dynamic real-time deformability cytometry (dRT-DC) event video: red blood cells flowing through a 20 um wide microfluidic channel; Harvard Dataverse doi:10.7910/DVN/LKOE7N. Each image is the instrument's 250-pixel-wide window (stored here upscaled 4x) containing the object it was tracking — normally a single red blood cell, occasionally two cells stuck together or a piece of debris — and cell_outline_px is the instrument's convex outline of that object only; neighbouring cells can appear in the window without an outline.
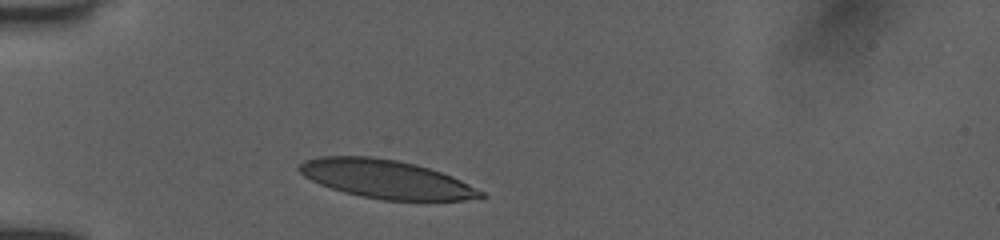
{"species": "human", "species_latin": "Homo sapiens", "temperature_condition": "room temperature", "stored_images_in_passage": 36, "camera_frame_rate_fps": 3000, "um_per_image_px": 0.085, "donor": {"sex": "female"}, "frame": {"image": 1, "passage_image": 1, "time_ms": 0.0, "image_size_px": [1000, 240], "cell_outline_px": [[488, 196], [464, 200], [384, 200], [360, 196], [344, 192], [320, 184], [304, 176], [296, 168], [304, 160], [320, 156], [372, 156], [396, 160], [416, 164], [452, 176], [484, 192]], "centroid_in_image_um": [32.8, 15.22], "position_along_channel_um": 52.2, "area_um2": 40.52}}
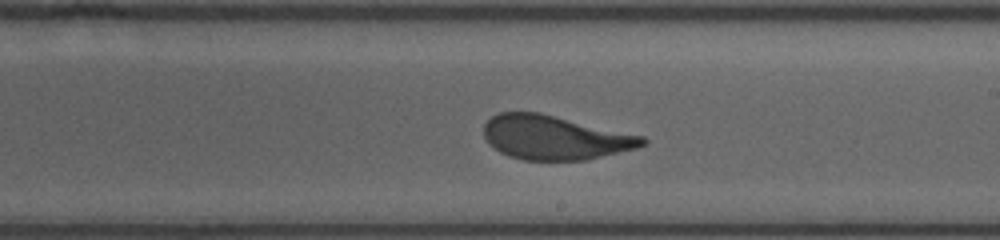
{"frame": {"image": 2, "passage_image": 17, "time_ms": 5.333, "image_size_px": [1000, 240], "cell_outline_px": [[648, 140], [644, 144], [636, 148], [588, 160], [524, 160], [508, 156], [492, 148], [488, 144], [484, 136], [484, 124], [492, 116], [500, 112], [540, 112], [644, 136]], "centroid_in_image_um": [47.14, 11.69], "position_along_channel_um": 241.9, "area_um2": 40.98}}
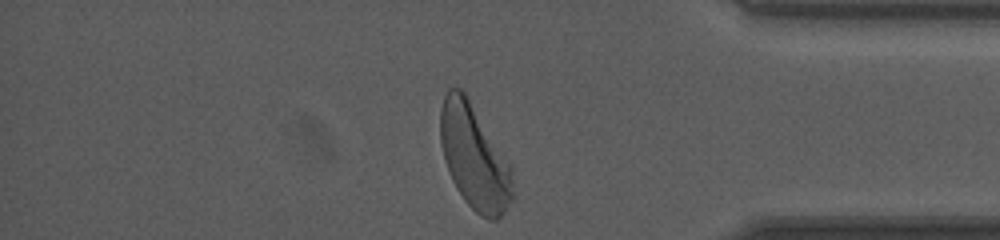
{"frame": {"image": 3, "passage_image": 35, "time_ms": 9.667, "image_size_px": [1000, 240], "cell_outline_px": [[516, 196], [504, 212], [496, 220], [488, 220], [480, 216], [464, 200], [456, 188], [452, 180], [444, 160], [440, 144], [440, 108], [444, 96], [448, 88], [460, 88], [464, 92], [512, 168]], "centroid_in_image_um": [40.32, 13.41], "position_along_channel_um": 394.9, "area_um2": 44.1}, "authors_computed_cell_mechanics": {"area_um2": 41.5582, "velocity_mm_per_s": 3.9513, "shape_relaxation_time_tau1_ms": 3.6633, "shape_relaxation_time_tau2_ms": null, "deformation_change_tau1": 0.15, "deformation_change_tau2": null}}